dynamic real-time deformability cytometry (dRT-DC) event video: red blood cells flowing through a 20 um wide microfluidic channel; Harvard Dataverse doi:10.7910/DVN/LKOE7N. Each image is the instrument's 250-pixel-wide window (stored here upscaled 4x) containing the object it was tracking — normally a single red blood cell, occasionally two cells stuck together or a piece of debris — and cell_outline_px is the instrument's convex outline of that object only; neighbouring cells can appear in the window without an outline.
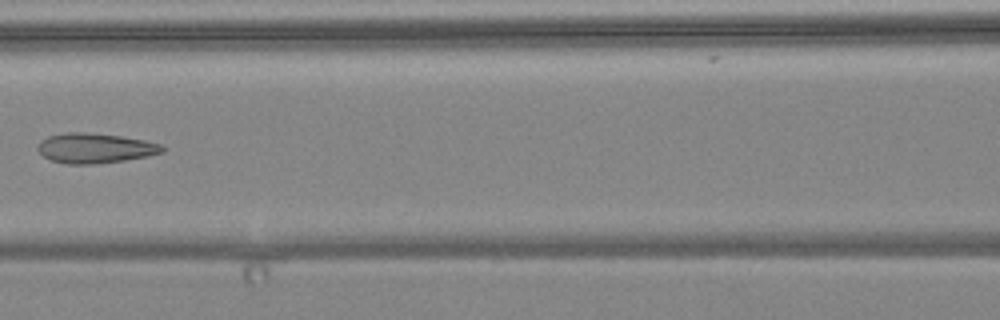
{"species": "common noctule bat (a hibernating species)", "species_latin": "Nyctalus noctula", "temperature_condition": "warm", "stored_images_in_passage": 6, "camera_frame_rate_fps": 3000, "um_per_image_px": 0.085, "animal": {"sex": "female", "body_mass_g": 24.6, "forearm_length_mm": 56.2}, "frame": {"image": 1, "passage_image": 6, "time_ms": 6.0, "image_size_px": [1000, 320], "cell_outline_px": [[164, 152], [148, 156], [124, 160], [96, 164], [68, 164], [52, 160], [44, 156], [36, 148], [40, 140], [48, 136], [68, 132], [84, 132], [120, 136], [144, 140], [160, 144], [164, 148]], "centroid_in_image_um": [8.07, 12.59], "position_along_channel_um": 158.5, "area_um2": 21.62}}